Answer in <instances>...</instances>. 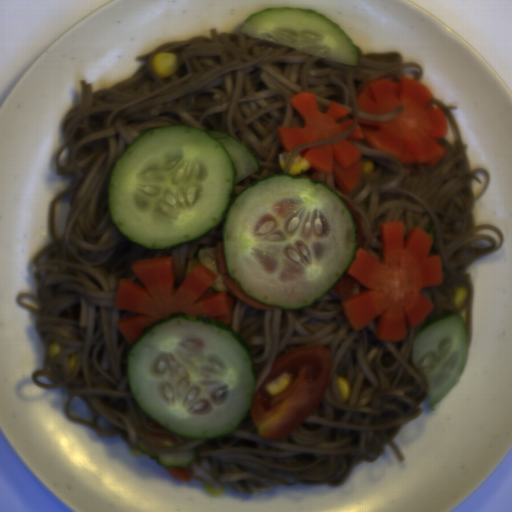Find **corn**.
Masks as SVG:
<instances>
[{"mask_svg": "<svg viewBox=\"0 0 512 512\" xmlns=\"http://www.w3.org/2000/svg\"><path fill=\"white\" fill-rule=\"evenodd\" d=\"M179 56L175 52H158L151 57V65L160 78H167L177 72Z\"/></svg>", "mask_w": 512, "mask_h": 512, "instance_id": "51d56268", "label": "corn"}, {"mask_svg": "<svg viewBox=\"0 0 512 512\" xmlns=\"http://www.w3.org/2000/svg\"><path fill=\"white\" fill-rule=\"evenodd\" d=\"M292 377L289 372L280 373L275 379L265 383L264 387L268 394H279L284 392L290 385Z\"/></svg>", "mask_w": 512, "mask_h": 512, "instance_id": "f1292c28", "label": "corn"}, {"mask_svg": "<svg viewBox=\"0 0 512 512\" xmlns=\"http://www.w3.org/2000/svg\"><path fill=\"white\" fill-rule=\"evenodd\" d=\"M311 167L309 160L302 157L299 153L294 156L292 159L290 166L287 170V174L290 175H299L303 170V173L307 171Z\"/></svg>", "mask_w": 512, "mask_h": 512, "instance_id": "5cfa1b94", "label": "corn"}, {"mask_svg": "<svg viewBox=\"0 0 512 512\" xmlns=\"http://www.w3.org/2000/svg\"><path fill=\"white\" fill-rule=\"evenodd\" d=\"M469 296V291L463 285H454L451 289L452 303L458 309L465 304Z\"/></svg>", "mask_w": 512, "mask_h": 512, "instance_id": "cfcad685", "label": "corn"}, {"mask_svg": "<svg viewBox=\"0 0 512 512\" xmlns=\"http://www.w3.org/2000/svg\"><path fill=\"white\" fill-rule=\"evenodd\" d=\"M337 383L345 404L349 401L351 395L350 383L346 377L338 376Z\"/></svg>", "mask_w": 512, "mask_h": 512, "instance_id": "2b8c4276", "label": "corn"}, {"mask_svg": "<svg viewBox=\"0 0 512 512\" xmlns=\"http://www.w3.org/2000/svg\"><path fill=\"white\" fill-rule=\"evenodd\" d=\"M205 489L207 490V492L209 494H211L212 496L213 495H224L226 489L224 488V486L221 484V488L218 489L214 484H212L211 482H209L208 480L207 481H202Z\"/></svg>", "mask_w": 512, "mask_h": 512, "instance_id": "79e197a2", "label": "corn"}, {"mask_svg": "<svg viewBox=\"0 0 512 512\" xmlns=\"http://www.w3.org/2000/svg\"><path fill=\"white\" fill-rule=\"evenodd\" d=\"M293 154V150L290 151V152H281L280 154L277 155L278 157V161H279V167H280V172L279 173H283L284 169L286 168L291 156Z\"/></svg>", "mask_w": 512, "mask_h": 512, "instance_id": "30e3d8cc", "label": "corn"}, {"mask_svg": "<svg viewBox=\"0 0 512 512\" xmlns=\"http://www.w3.org/2000/svg\"><path fill=\"white\" fill-rule=\"evenodd\" d=\"M60 348L59 342H50L48 346V353L53 357L57 354L58 350Z\"/></svg>", "mask_w": 512, "mask_h": 512, "instance_id": "6a14855c", "label": "corn"}, {"mask_svg": "<svg viewBox=\"0 0 512 512\" xmlns=\"http://www.w3.org/2000/svg\"><path fill=\"white\" fill-rule=\"evenodd\" d=\"M93 386V389H109L110 390V385L108 382H105V381H101L99 383H96V384H92Z\"/></svg>", "mask_w": 512, "mask_h": 512, "instance_id": "42891da5", "label": "corn"}, {"mask_svg": "<svg viewBox=\"0 0 512 512\" xmlns=\"http://www.w3.org/2000/svg\"><path fill=\"white\" fill-rule=\"evenodd\" d=\"M362 164H363L362 174L367 173V172H372L374 165L371 161L363 162Z\"/></svg>", "mask_w": 512, "mask_h": 512, "instance_id": "a0e27810", "label": "corn"}, {"mask_svg": "<svg viewBox=\"0 0 512 512\" xmlns=\"http://www.w3.org/2000/svg\"><path fill=\"white\" fill-rule=\"evenodd\" d=\"M76 357H77V352L73 353V354H69L68 360H69L71 370L76 362Z\"/></svg>", "mask_w": 512, "mask_h": 512, "instance_id": "3270194a", "label": "corn"}]
</instances>
